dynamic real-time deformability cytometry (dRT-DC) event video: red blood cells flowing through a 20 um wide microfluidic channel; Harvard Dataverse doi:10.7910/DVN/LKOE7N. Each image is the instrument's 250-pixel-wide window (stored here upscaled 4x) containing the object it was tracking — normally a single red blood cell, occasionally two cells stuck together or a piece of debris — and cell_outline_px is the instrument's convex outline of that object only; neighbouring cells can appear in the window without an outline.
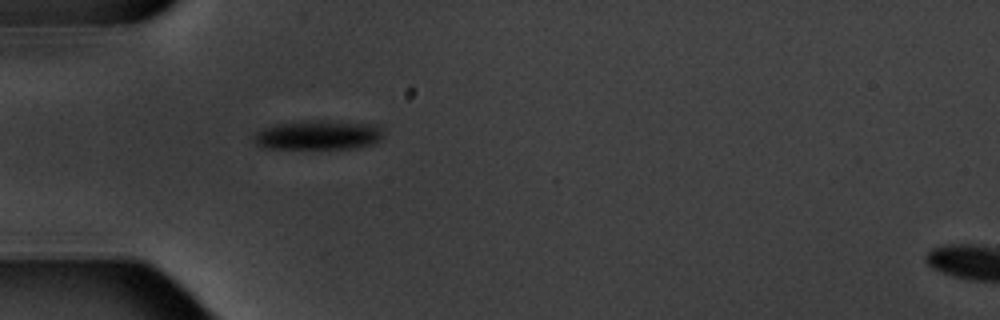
{"species": "common noctule bat (a hibernating species)", "species_latin": "Nyctalus noctula", "temperature_condition": "warm", "stored_images_in_passage": 5, "segment_of_instrument_passage": [1, 2], "camera_frame_rate_fps": 3000, "um_per_image_px": 0.085, "animal": {"sex": "male", "body_mass_g": 20.1, "forearm_length_mm": 53.5}, "frame": {"image": 1, "passage_image": 4, "time_ms": 3.667, "image_size_px": [1000, 320], "cell_outline_px": [[384, 136], [380, 140], [372, 144], [356, 148], [264, 148], [256, 144], [252, 140], [252, 136], [256, 132], [264, 128], [276, 124], [300, 120], [328, 120], [380, 124], [384, 128]], "centroid_in_image_um": [27.1, 11.45], "position_along_channel_um": 57.9, "area_um2": 22.77}}